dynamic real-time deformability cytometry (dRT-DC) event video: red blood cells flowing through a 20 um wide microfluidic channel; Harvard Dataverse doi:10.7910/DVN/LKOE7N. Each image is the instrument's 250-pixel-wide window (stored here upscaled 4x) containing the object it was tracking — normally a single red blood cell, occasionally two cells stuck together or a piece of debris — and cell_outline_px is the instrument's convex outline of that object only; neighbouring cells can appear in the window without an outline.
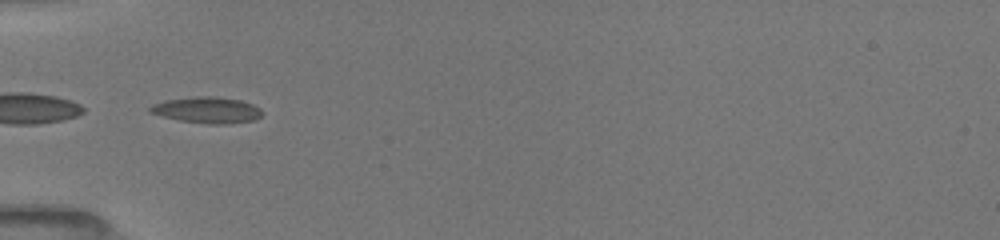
{"species": "common noctule bat (a hibernating species)", "species_latin": "Nyctalus noctula", "temperature_condition": "room temperature", "stored_images_in_passage": 9, "camera_frame_rate_fps": 3000, "um_per_image_px": 0.085, "animal": {"sex": "female", "body_mass_g": 19.5, "forearm_length_mm": 54.1}, "frame": {"image": 1, "passage_image": 8, "time_ms": 6.0, "image_size_px": [1000, 240], "cell_outline_px": [[264, 112], [256, 120], [224, 124], [208, 124], [180, 120], [148, 112], [148, 108], [152, 104], [164, 100], [196, 96], [216, 96], [240, 100], [252, 104], [260, 108]], "centroid_in_image_um": [17.61, 9.34], "position_along_channel_um": 67.4, "area_um2": 17.17}}